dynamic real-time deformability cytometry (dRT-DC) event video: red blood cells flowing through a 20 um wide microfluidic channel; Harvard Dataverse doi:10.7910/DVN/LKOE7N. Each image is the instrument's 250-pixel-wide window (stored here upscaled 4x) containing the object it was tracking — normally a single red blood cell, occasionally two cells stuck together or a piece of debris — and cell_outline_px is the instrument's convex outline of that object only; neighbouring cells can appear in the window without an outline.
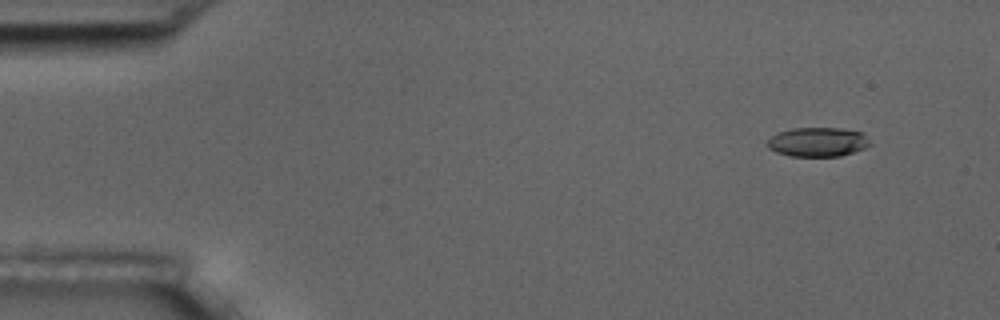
{"species": "common noctule bat (a hibernating species)", "species_latin": "Nyctalus noctula", "temperature_condition": "room temperature", "stored_images_in_passage": 8, "camera_frame_rate_fps": 3000, "um_per_image_px": 0.085, "animal": {"sex": "male", "body_mass_g": 17.5, "forearm_length_mm": 52.3}, "frame": {"image": 1, "passage_image": 2, "time_ms": 1.0, "image_size_px": [1000, 320], "cell_outline_px": [[872, 144], [864, 148], [840, 156], [788, 156], [776, 152], [768, 148], [768, 140], [776, 132], [792, 128], [840, 128], [864, 132]], "centroid_in_image_um": [69.51, 12.06], "position_along_channel_um": 15.5, "area_um2": 17.63}}
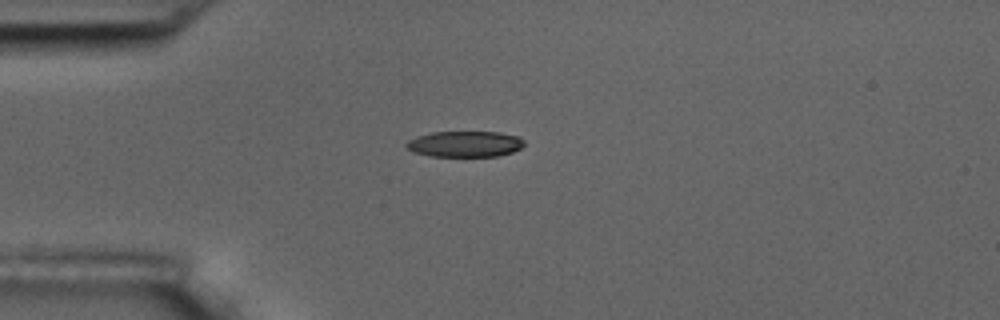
{"frame": {"image": 2, "passage_image": 5, "time_ms": 4.333, "image_size_px": [1000, 320], "cell_outline_px": [[524, 144], [520, 148], [512, 152], [496, 156], [432, 156], [416, 152], [408, 148], [404, 144], [408, 140], [416, 136], [432, 132], [500, 132], [516, 136], [524, 140]], "centroid_in_image_um": [39.51, 12.23], "position_along_channel_um": 45.5, "area_um2": 17.63}}